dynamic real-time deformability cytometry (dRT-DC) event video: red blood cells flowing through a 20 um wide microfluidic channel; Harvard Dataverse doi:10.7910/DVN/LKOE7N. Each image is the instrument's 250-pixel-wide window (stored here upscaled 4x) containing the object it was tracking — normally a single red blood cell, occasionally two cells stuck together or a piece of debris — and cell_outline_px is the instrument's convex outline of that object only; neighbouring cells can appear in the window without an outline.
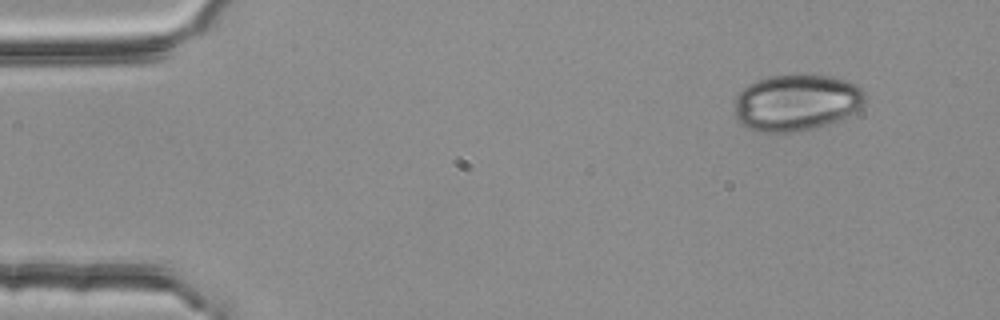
{"species": "common noctule bat (a hibernating species)", "species_latin": "Nyctalus noctula", "temperature_condition": "room temperature", "stored_images_in_passage": 3, "camera_frame_rate_fps": 3000, "um_per_image_px": 0.085, "animal": {"sex": "female", "body_mass_g": 25.1}, "frame": {"image": 1, "passage_image": 1, "time_ms": 0.0, "image_size_px": [1000, 320], "cell_outline_px": [[868, 96], [864, 104], [860, 108], [836, 120], [824, 124], [808, 128], [788, 132], [764, 132], [748, 128], [740, 124], [736, 120], [736, 96], [748, 84], [768, 76], [796, 72], [800, 72], [836, 76], [856, 84]], "centroid_in_image_um": [67.7, 8.65], "position_along_channel_um": 17.3, "area_um2": 43.35}}